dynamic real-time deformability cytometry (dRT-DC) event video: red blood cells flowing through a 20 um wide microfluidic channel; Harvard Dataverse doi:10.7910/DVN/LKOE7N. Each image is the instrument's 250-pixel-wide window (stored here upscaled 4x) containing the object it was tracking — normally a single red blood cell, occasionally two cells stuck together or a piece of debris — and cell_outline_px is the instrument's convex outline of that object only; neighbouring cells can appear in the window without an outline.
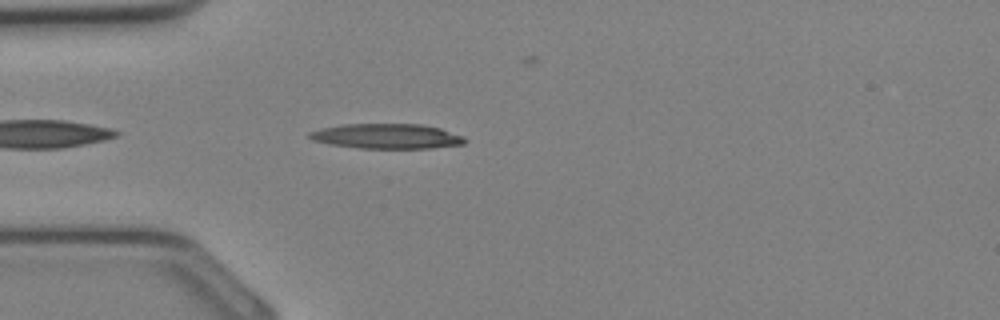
{"species": "Egyptian fruit bat (a non-hibernating species)", "species_latin": "Rousettus aegyptiacus", "temperature_condition": "cold", "stored_images_in_passage": 9, "camera_frame_rate_fps": 3000, "um_per_image_px": 0.085, "animal": {"sex": "female"}, "frame": {"image": 1, "passage_image": 2, "time_ms": 0.333, "image_size_px": [1000, 320], "cell_outline_px": [[468, 140], [464, 144], [432, 148], [360, 148], [332, 144], [312, 140], [308, 136], [308, 132], [324, 128], [344, 124], [420, 124], [440, 128], [464, 136]], "centroid_in_image_um": [32.93, 11.58], "position_along_channel_um": 52.1, "area_um2": 22.48}}
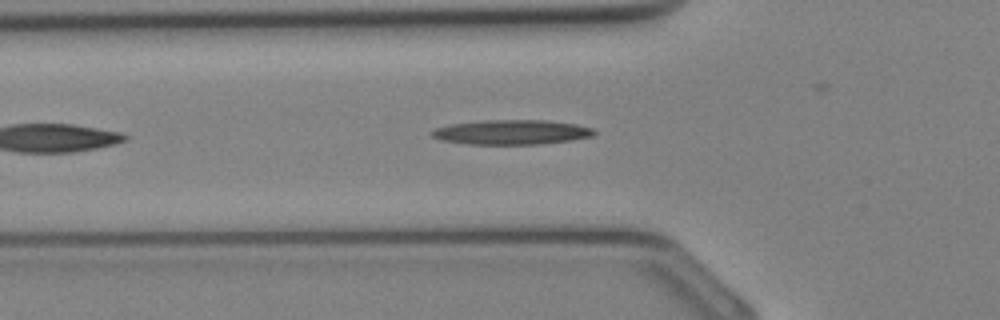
{"frame": {"image": 2, "passage_image": 4, "time_ms": 1.0, "image_size_px": [1000, 320], "cell_outline_px": [[596, 132], [592, 136], [572, 140], [536, 144], [468, 144], [440, 140], [432, 136], [428, 132], [436, 128], [448, 124], [484, 120], [548, 120], [576, 124], [592, 128]], "centroid_in_image_um": [43.44, 11.23], "position_along_channel_um": 82.4, "area_um2": 23.41}}
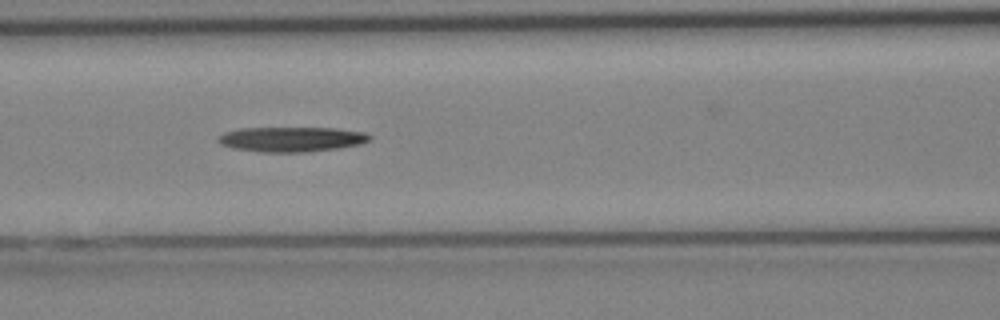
{"frame": {"image": 3, "passage_image": 7, "time_ms": 2.0, "image_size_px": [1000, 320], "cell_outline_px": [[372, 140], [360, 144], [340, 148], [304, 152], [260, 152], [232, 148], [220, 144], [216, 140], [216, 136], [224, 132], [240, 128], [336, 128], [364, 132], [372, 136]], "centroid_in_image_um": [24.76, 11.83], "position_along_channel_um": 141.8, "area_um2": 22.25}}